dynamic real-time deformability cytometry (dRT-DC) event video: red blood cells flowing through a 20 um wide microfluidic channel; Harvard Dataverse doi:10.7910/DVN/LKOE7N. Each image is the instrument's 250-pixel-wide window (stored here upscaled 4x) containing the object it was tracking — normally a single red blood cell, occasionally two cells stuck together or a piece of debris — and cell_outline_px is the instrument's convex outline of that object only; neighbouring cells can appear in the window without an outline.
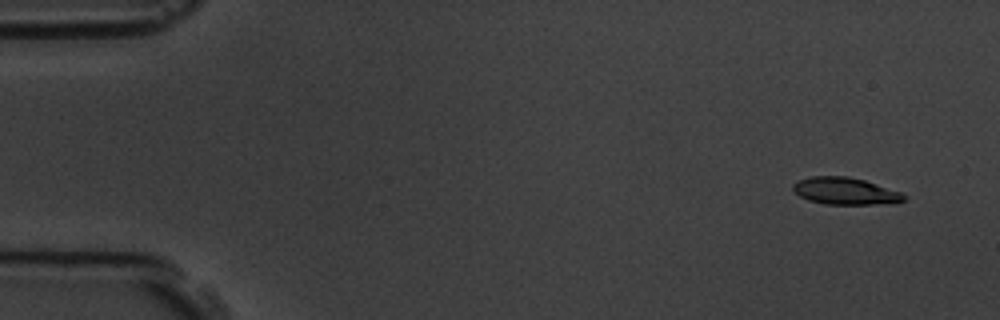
{"species": "common noctule bat (a hibernating species)", "species_latin": "Nyctalus noctula", "temperature_condition": "room temperature", "stored_images_in_passage": 10, "camera_frame_rate_fps": 3000, "um_per_image_px": 0.085, "animal": {"sex": "male", "body_mass_g": 19.5, "forearm_length_mm": 54.6}, "frame": {"image": 1, "passage_image": 1, "time_ms": 0.0, "image_size_px": [1000, 320], "cell_outline_px": [[908, 196], [904, 200], [896, 204], [824, 204], [808, 200], [800, 196], [792, 188], [792, 184], [800, 180], [812, 176], [848, 176], [864, 180], [900, 192]], "centroid_in_image_um": [71.87, 16.25], "position_along_channel_um": 13.1, "area_um2": 17.51}}
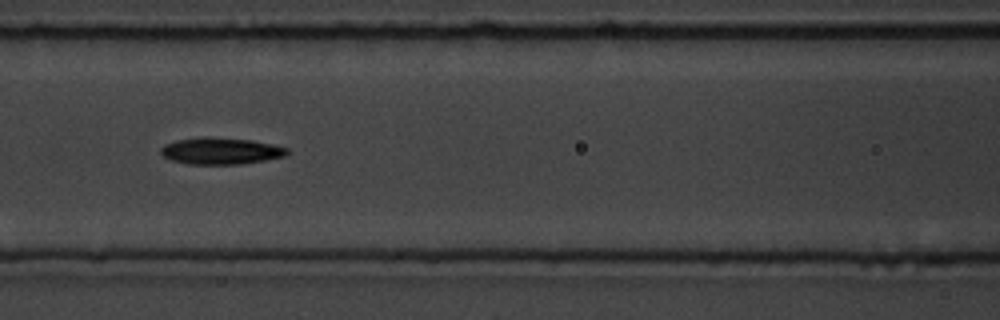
{"frame": {"image": 2, "passage_image": 7, "time_ms": 7.0, "image_size_px": [1000, 320], "cell_outline_px": [[288, 152], [284, 156], [264, 160], [240, 164], [188, 164], [172, 160], [164, 156], [160, 152], [160, 148], [164, 144], [176, 140], [204, 136], [208, 136], [252, 140], [272, 144], [288, 148]], "centroid_in_image_um": [18.73, 12.82], "position_along_channel_um": 147.9, "area_um2": 19.65}}
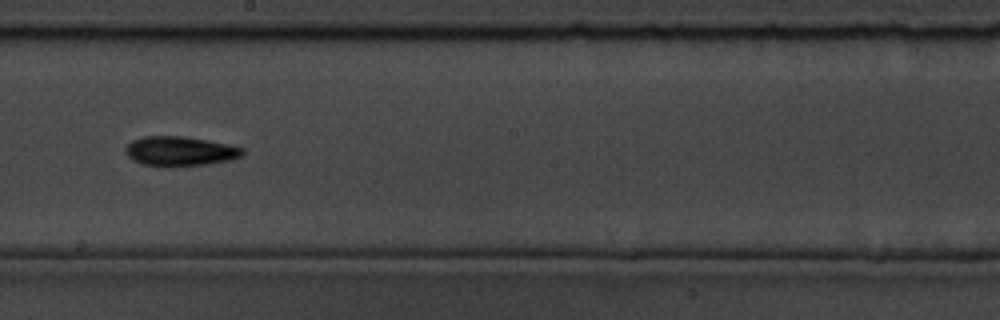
{"frame": {"image": 3, "passage_image": 9, "time_ms": 9.333, "image_size_px": [1000, 320], "cell_outline_px": [[244, 152], [240, 156], [228, 160], [208, 164], [140, 164], [132, 160], [124, 152], [124, 148], [132, 140], [144, 136], [184, 136], [208, 140], [228, 144], [244, 148]], "centroid_in_image_um": [15.27, 12.81], "position_along_channel_um": 232.9, "area_um2": 19.59}}